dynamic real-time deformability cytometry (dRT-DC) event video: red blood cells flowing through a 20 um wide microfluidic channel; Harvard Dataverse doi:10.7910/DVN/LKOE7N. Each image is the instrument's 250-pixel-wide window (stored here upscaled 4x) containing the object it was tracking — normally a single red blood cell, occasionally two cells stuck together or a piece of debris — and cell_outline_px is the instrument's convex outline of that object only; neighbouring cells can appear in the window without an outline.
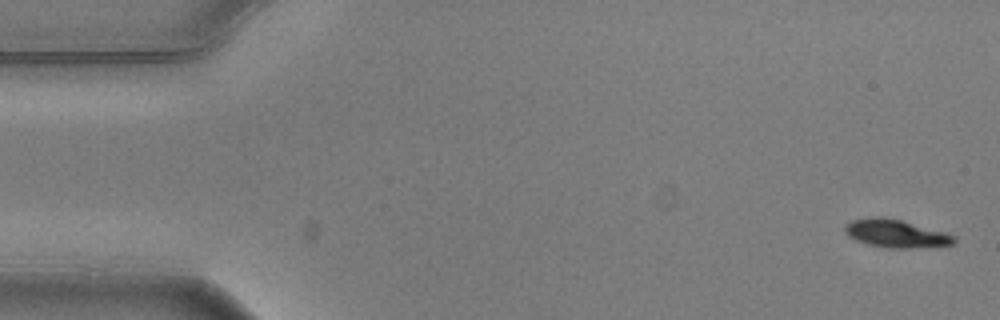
{"species": "common noctule bat (a hibernating species)", "species_latin": "Nyctalus noctula", "temperature_condition": "warm", "stored_images_in_passage": 5, "camera_frame_rate_fps": 3000, "um_per_image_px": 0.085, "animal": {"sex": "male", "body_mass_g": 20.5, "forearm_length_mm": 52.5}, "frame": {"image": 1, "passage_image": 1, "time_ms": 0.0, "image_size_px": [1000, 320], "cell_outline_px": [[956, 240], [952, 244], [908, 248], [888, 248], [868, 244], [856, 240], [848, 236], [844, 232], [844, 224], [852, 220], [880, 216], [900, 220], [944, 232], [956, 236]], "centroid_in_image_um": [76.1, 19.85], "position_along_channel_um": 8.9, "area_um2": 17.51}}
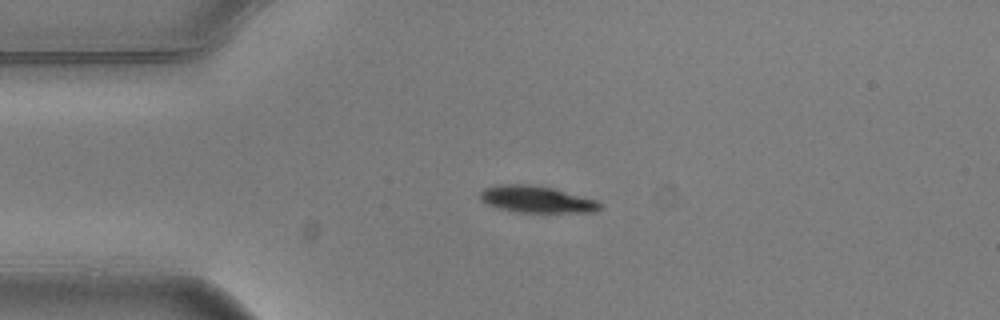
{"frame": {"image": 2, "passage_image": 4, "time_ms": 1.0, "image_size_px": [1000, 320], "cell_outline_px": [[604, 208], [596, 212], [520, 212], [500, 208], [488, 204], [480, 200], [480, 192], [484, 188], [500, 184], [528, 184], [552, 188], [600, 200], [604, 204]], "centroid_in_image_um": [45.7, 16.94], "position_along_channel_um": 39.3, "area_um2": 18.84}}